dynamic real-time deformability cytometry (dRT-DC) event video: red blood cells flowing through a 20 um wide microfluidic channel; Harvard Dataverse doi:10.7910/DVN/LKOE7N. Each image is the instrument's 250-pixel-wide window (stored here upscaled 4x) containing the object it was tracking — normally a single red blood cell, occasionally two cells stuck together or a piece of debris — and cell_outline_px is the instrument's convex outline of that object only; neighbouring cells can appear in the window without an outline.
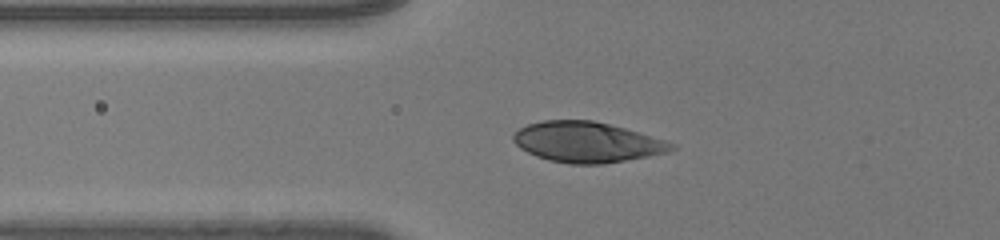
{"species": "human", "species_latin": "Homo sapiens", "temperature_condition": "room temperature", "stored_images_in_passage": 55, "camera_frame_rate_fps": 3000, "um_per_image_px": 0.085, "donor": {"sex": "male"}, "frame": {"image": 1, "passage_image": 24, "time_ms": 7.667, "image_size_px": [1000, 240], "cell_outline_px": [[676, 148], [668, 152], [648, 156], [604, 164], [572, 164], [548, 160], [536, 156], [520, 148], [512, 140], [512, 136], [520, 128], [528, 124], [544, 120], [592, 120], [624, 128], [664, 140], [676, 144]], "centroid_in_image_um": [49.88, 12.08], "position_along_channel_um": 75.9, "area_um2": 37.05}}
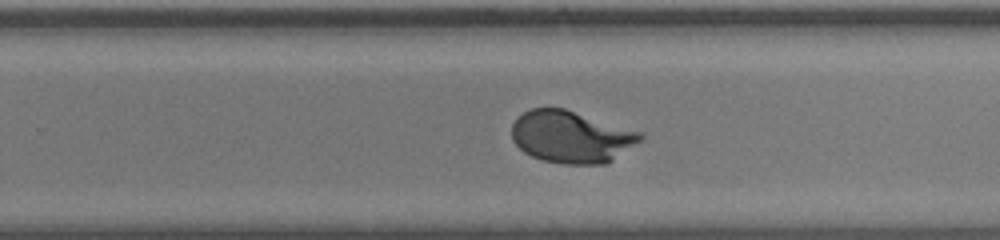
{"frame": {"image": 2, "passage_image": 40, "time_ms": 13.0, "image_size_px": [1000, 240], "cell_outline_px": [[644, 136], [640, 140], [608, 164], [564, 164], [544, 160], [532, 156], [524, 152], [512, 140], [512, 124], [524, 112], [532, 108], [564, 108], [640, 132]], "centroid_in_image_um": [48.54, 11.64], "position_along_channel_um": 281.3, "area_um2": 38.61}}
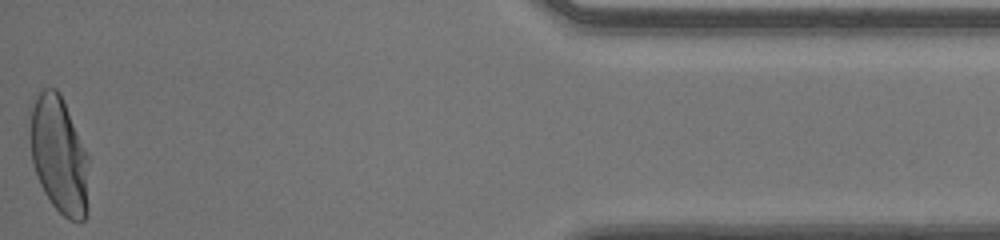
{"frame": {"image": 3, "passage_image": 55, "time_ms": 18.0, "image_size_px": [1000, 240], "cell_outline_px": [[88, 208], [84, 220], [80, 224], [68, 220], [52, 204], [44, 192], [40, 184], [32, 164], [28, 104], [44, 88], [56, 88], [60, 92], [88, 156]], "centroid_in_image_um": [5.0, 13.18], "position_along_channel_um": 430.2, "area_um2": 40.75}, "authors_computed_cell_mechanics": {"area_um2": 39.593, "velocity_mm_per_s": 4.0219, "shape_relaxation_time_tau1_ms": 2.7334, "shape_relaxation_time_tau2_ms": null, "deformation_change_tau1": 0.1806, "deformation_change_tau2": null}}